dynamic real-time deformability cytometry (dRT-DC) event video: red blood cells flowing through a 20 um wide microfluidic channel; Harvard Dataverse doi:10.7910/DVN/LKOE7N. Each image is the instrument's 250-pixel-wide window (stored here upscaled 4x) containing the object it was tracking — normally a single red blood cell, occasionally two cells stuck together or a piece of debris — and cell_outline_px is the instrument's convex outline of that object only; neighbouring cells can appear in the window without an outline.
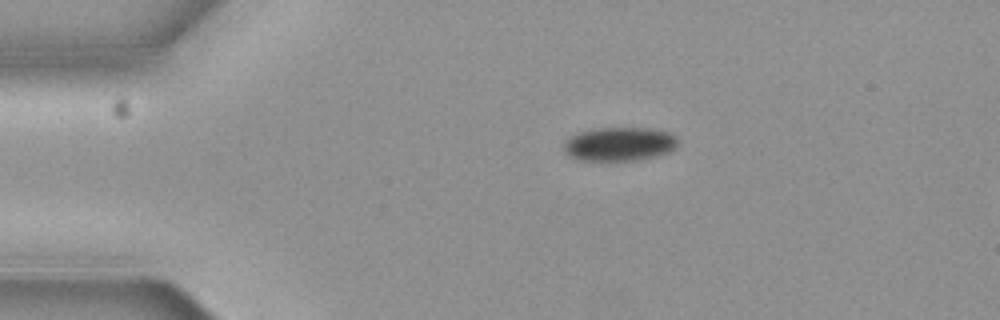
{"species": "common noctule bat (a hibernating species)", "species_latin": "Nyctalus noctula", "temperature_condition": "cold", "stored_images_in_passage": 5, "camera_frame_rate_fps": 3000, "um_per_image_px": 0.085, "animal": {"sex": "female", "body_mass_g": 19.3, "forearm_length_mm": 54.1}, "frame": {"image": 1, "passage_image": 1, "time_ms": 0.0, "image_size_px": [1000, 320], "cell_outline_px": [[676, 144], [668, 152], [636, 160], [580, 160], [568, 156], [564, 148], [564, 144], [568, 136], [576, 132], [596, 128], [648, 128], [668, 132], [676, 136]], "centroid_in_image_um": [52.57, 12.23], "position_along_channel_um": 32.4, "area_um2": 22.25}}
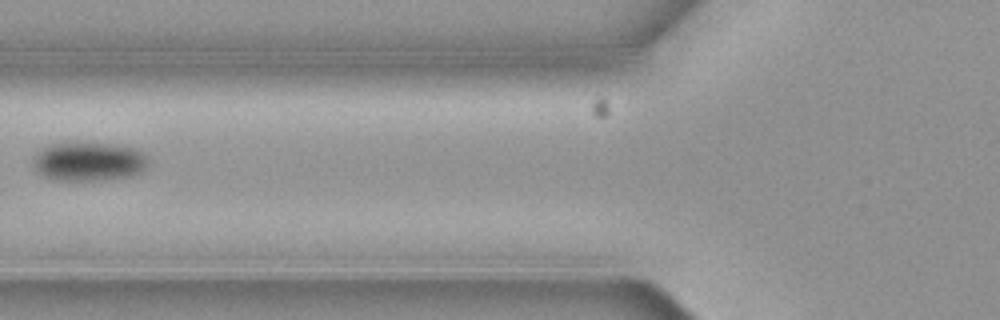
{"frame": {"image": 2, "passage_image": 4, "time_ms": 1.0, "image_size_px": [1000, 320], "cell_outline_px": [[148, 164], [140, 172], [128, 176], [100, 180], [52, 180], [36, 172], [32, 164], [32, 160], [36, 152], [48, 144], [76, 140], [116, 144], [136, 148], [148, 160]], "centroid_in_image_um": [7.46, 13.68], "position_along_channel_um": 118.3, "area_um2": 26.88}}
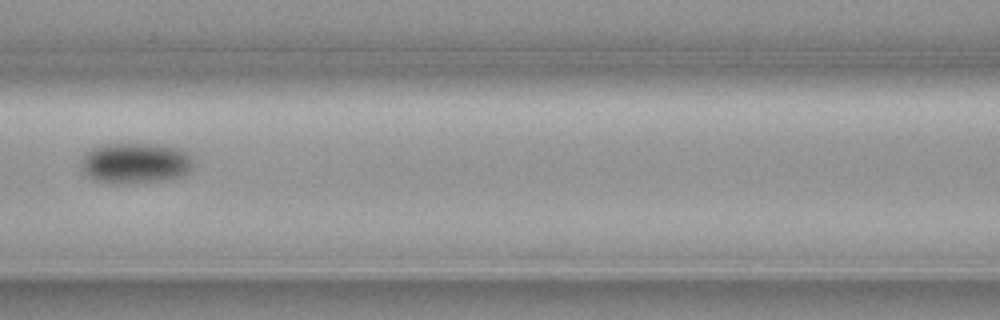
{"frame": {"image": 3, "passage_image": 5, "time_ms": 1.333, "image_size_px": [1000, 320], "cell_outline_px": [[192, 168], [188, 172], [180, 176], [160, 180], [128, 184], [96, 180], [88, 176], [80, 168], [80, 164], [84, 152], [100, 144], [160, 144], [180, 148], [188, 152], [192, 156]], "centroid_in_image_um": [11.49, 13.84], "position_along_channel_um": 155.1, "area_um2": 26.76}}